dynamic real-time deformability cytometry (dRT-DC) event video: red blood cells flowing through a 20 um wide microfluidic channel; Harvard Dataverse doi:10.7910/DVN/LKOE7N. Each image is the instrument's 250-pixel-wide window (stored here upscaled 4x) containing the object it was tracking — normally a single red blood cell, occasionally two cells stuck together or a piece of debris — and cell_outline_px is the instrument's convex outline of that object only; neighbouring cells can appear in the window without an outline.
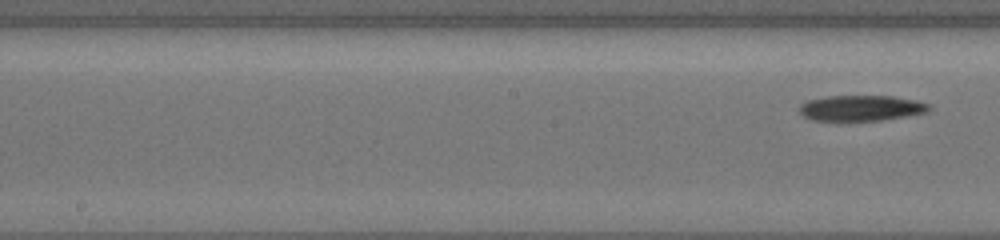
{"species": "common noctule bat (a hibernating species)", "species_latin": "Nyctalus noctula", "temperature_condition": "cold", "stored_images_in_passage": 14, "segment_of_instrument_passage": [2, 2], "camera_frame_rate_fps": 3000, "um_per_image_px": 0.085, "animal": {"sex": "female", "body_mass_g": 19.5, "forearm_length_mm": 54.1}, "frame": {"image": 1, "passage_image": 14, "time_ms": 7.333, "image_size_px": [1000, 240], "cell_outline_px": [[932, 108], [928, 112], [880, 120], [812, 120], [804, 116], [800, 112], [800, 104], [808, 100], [828, 96], [892, 96], [916, 100], [928, 104]], "centroid_in_image_um": [73.21, 9.17], "position_along_channel_um": 175.0, "area_um2": 19.13}}